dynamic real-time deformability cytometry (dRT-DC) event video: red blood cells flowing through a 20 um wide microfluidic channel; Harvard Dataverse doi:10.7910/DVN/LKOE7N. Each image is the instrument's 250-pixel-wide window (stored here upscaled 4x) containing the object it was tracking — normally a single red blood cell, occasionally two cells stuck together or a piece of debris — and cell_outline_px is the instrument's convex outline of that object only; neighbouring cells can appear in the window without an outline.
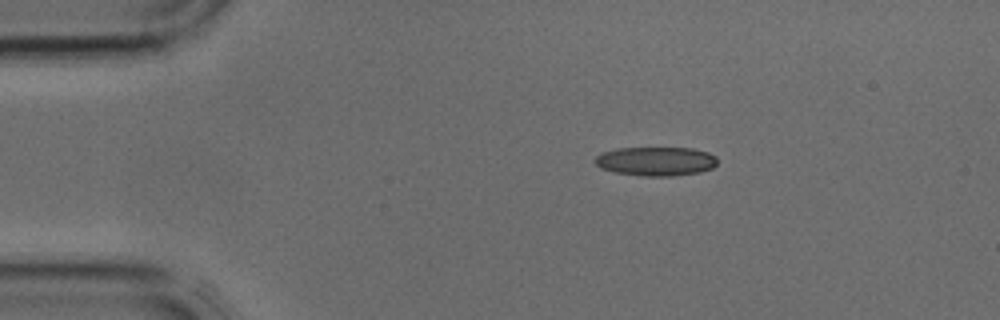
{"species": "common noctule bat (a hibernating species)", "species_latin": "Nyctalus noctula", "temperature_condition": "cold", "stored_images_in_passage": 2, "segment_of_instrument_passage": [1, 2], "camera_frame_rate_fps": 3000, "um_per_image_px": 0.085, "animal": {"sex": "male", "body_mass_g": 17.9, "forearm_length_mm": 54.2}, "frame": {"image": 1, "passage_image": 1, "time_ms": 0.0, "image_size_px": [1000, 320], "cell_outline_px": [[716, 164], [712, 168], [700, 172], [672, 176], [640, 176], [616, 172], [600, 168], [592, 160], [600, 152], [620, 148], [692, 148], [708, 152], [716, 156]], "centroid_in_image_um": [55.73, 13.71], "position_along_channel_um": 29.3, "area_um2": 20.81}}